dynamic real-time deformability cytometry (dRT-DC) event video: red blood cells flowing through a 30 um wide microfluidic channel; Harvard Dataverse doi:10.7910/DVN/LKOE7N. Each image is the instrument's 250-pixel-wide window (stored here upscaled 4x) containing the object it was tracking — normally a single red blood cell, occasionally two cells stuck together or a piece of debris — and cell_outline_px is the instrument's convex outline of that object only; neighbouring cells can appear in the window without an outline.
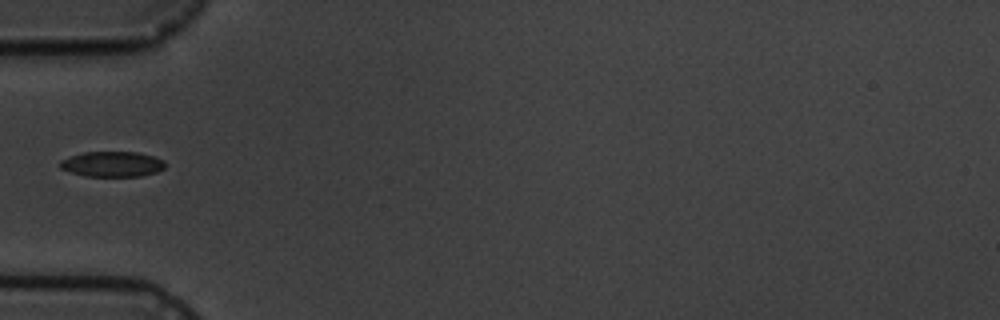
{"species": "common noctule bat (a hibernating species)", "species_latin": "Nyctalus noctula", "temperature_condition": "cold", "stored_images_in_passage": 4, "camera_frame_rate_fps": 3000, "um_per_image_px": 0.085, "animal": {"sex": "male", "body_mass_g": 19.5, "forearm_length_mm": 54.6}, "frame": {"image": 1, "passage_image": 4, "time_ms": 3.333, "image_size_px": [1000, 320], "cell_outline_px": [[164, 168], [156, 172], [140, 176], [84, 176], [60, 168], [60, 160], [84, 152], [136, 152], [152, 156], [164, 160]], "centroid_in_image_um": [9.54, 13.95], "position_along_channel_um": 75.5, "area_um2": 15.32}}